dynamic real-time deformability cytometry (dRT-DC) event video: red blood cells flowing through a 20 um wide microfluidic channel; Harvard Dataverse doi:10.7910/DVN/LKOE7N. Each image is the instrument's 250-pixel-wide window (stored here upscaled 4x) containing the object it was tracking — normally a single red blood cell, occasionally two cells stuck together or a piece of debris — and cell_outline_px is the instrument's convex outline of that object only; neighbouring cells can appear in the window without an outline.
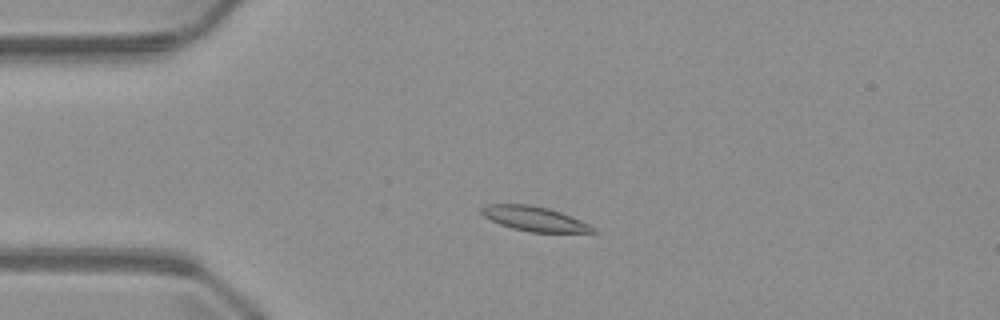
{"species": "common noctule bat (a hibernating species)", "species_latin": "Nyctalus noctula", "temperature_condition": "warm", "stored_images_in_passage": 41, "camera_frame_rate_fps": 3000, "um_per_image_px": 0.085, "animal": {"sex": "male", "body_mass_g": 23.1, "forearm_length_mm": 52.7}, "frame": {"image": 1, "passage_image": 2, "time_ms": 0.333, "image_size_px": [1000, 320], "cell_outline_px": [[596, 232], [528, 232], [512, 228], [500, 224], [484, 216], [480, 212], [480, 208], [488, 204], [528, 204], [548, 208], [560, 212], [580, 220], [596, 228]], "centroid_in_image_um": [45.4, 18.59], "position_along_channel_um": 39.6, "area_um2": 15.84}}
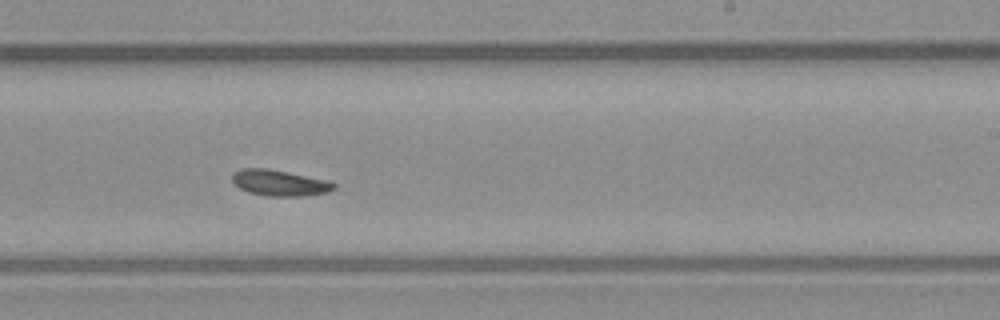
{"frame": {"image": 2, "passage_image": 21, "time_ms": 6.667, "image_size_px": [1000, 320], "cell_outline_px": [[336, 188], [328, 192], [304, 196], [268, 196], [248, 192], [240, 188], [232, 180], [232, 172], [240, 168], [268, 168], [288, 172], [324, 180], [336, 184]], "centroid_in_image_um": [23.72, 15.54], "position_along_channel_um": 265.3, "area_um2": 15.32}}
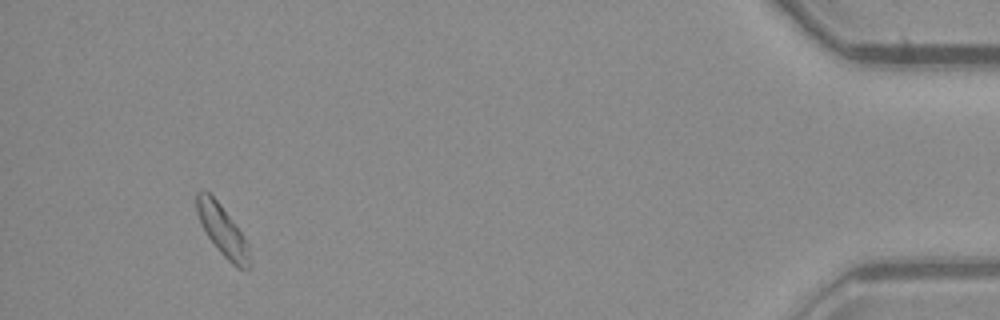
{"frame": {"image": 3, "passage_image": 38, "time_ms": 12.333, "image_size_px": [1000, 320], "cell_outline_px": [[248, 272], [236, 268], [220, 252], [204, 232], [200, 224], [196, 212], [196, 192], [200, 188], [204, 188], [220, 204], [244, 236], [248, 244]], "centroid_in_image_um": [18.86, 19.56], "position_along_channel_um": 416.3, "area_um2": 15.66}}